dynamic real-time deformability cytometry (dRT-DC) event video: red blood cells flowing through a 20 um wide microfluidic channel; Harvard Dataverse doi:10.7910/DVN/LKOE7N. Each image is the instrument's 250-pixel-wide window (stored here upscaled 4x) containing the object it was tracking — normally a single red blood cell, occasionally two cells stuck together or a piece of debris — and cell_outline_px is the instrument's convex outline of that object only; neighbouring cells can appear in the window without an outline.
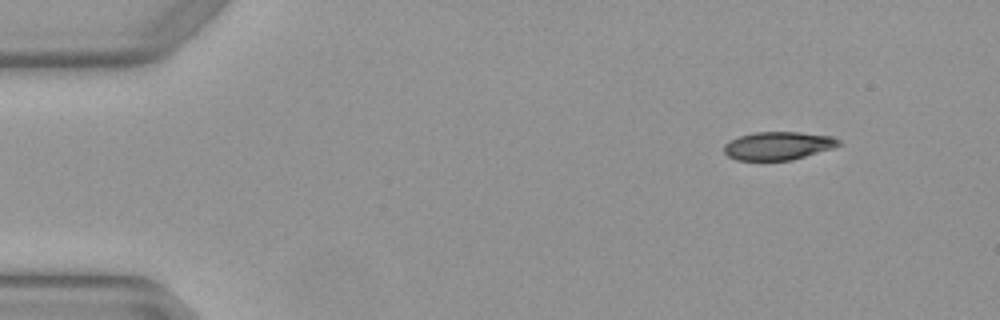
{"species": "Egyptian fruit bat (a non-hibernating species)", "species_latin": "Rousettus aegyptiacus", "temperature_condition": "warm", "stored_images_in_passage": 5, "camera_frame_rate_fps": 3000, "um_per_image_px": 0.085, "animal": {"sex": "female"}, "frame": {"image": 1, "passage_image": 1, "time_ms": 0.0, "image_size_px": [1000, 320], "cell_outline_px": [[844, 144], [832, 148], [792, 160], [736, 160], [728, 156], [724, 152], [724, 144], [740, 136], [756, 132], [800, 132], [832, 136], [840, 140]], "centroid_in_image_um": [66.17, 12.39], "position_along_channel_um": 18.8, "area_um2": 18.79}}
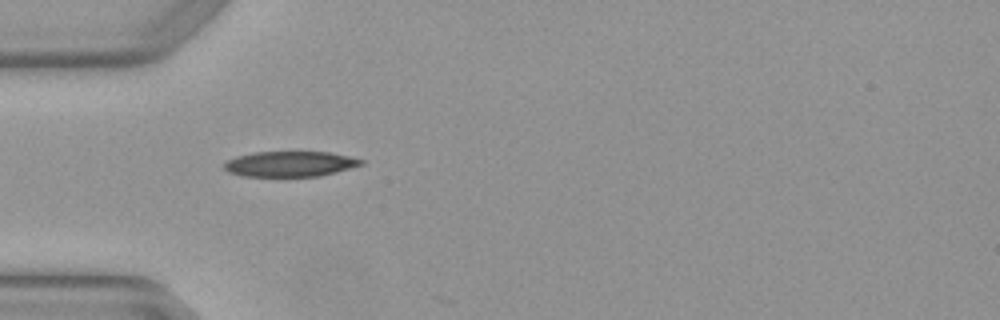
{"frame": {"image": 2, "passage_image": 3, "time_ms": 0.667, "image_size_px": [1000, 320], "cell_outline_px": [[364, 164], [336, 172], [320, 176], [240, 176], [228, 172], [224, 168], [224, 164], [228, 160], [236, 156], [256, 152], [328, 152], [348, 156], [364, 160]], "centroid_in_image_um": [24.65, 13.94], "position_along_channel_um": 60.4, "area_um2": 20.17}}
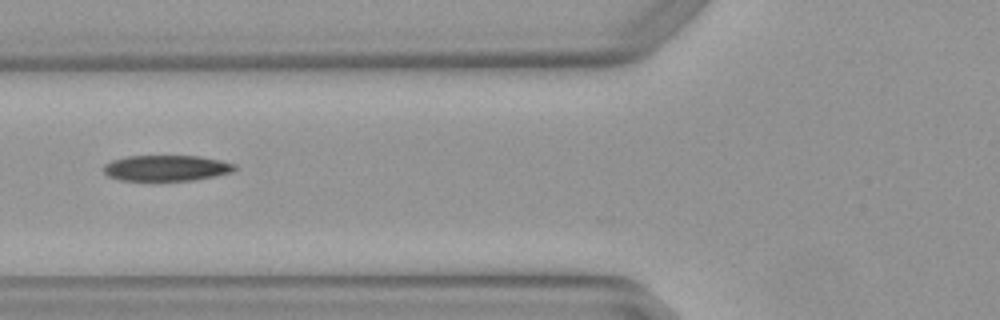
{"frame": {"image": 3, "passage_image": 4, "time_ms": 1.0, "image_size_px": [1000, 320], "cell_outline_px": [[240, 168], [232, 172], [196, 180], [120, 180], [108, 176], [104, 172], [104, 164], [112, 160], [128, 156], [200, 156], [220, 160], [236, 164]], "centroid_in_image_um": [14.19, 14.28], "position_along_channel_um": 111.6, "area_um2": 19.77}}